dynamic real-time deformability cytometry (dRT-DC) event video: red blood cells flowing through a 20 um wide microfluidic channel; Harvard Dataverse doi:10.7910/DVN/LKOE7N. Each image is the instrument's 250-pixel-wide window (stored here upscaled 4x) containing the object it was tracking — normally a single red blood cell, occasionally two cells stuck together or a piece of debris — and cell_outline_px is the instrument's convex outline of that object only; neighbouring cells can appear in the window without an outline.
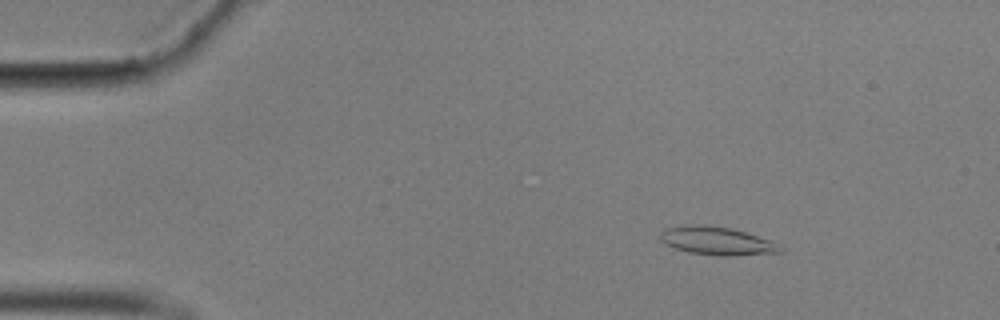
{"species": "common noctule bat (a hibernating species)", "species_latin": "Nyctalus noctula", "temperature_condition": "cold", "stored_images_in_passage": 56, "camera_frame_rate_fps": 3000, "um_per_image_px": 0.085, "animal": {"sex": "male", "body_mass_g": 17.9}, "frame": {"image": 1, "passage_image": 8, "time_ms": 2.333, "image_size_px": [1000, 320], "cell_outline_px": [[784, 252], [728, 256], [716, 256], [688, 252], [664, 244], [660, 240], [660, 232], [664, 228], [692, 224], [704, 224], [732, 228], [772, 240], [784, 248]], "centroid_in_image_um": [60.94, 20.47], "position_along_channel_um": 24.1, "area_um2": 20.06}}
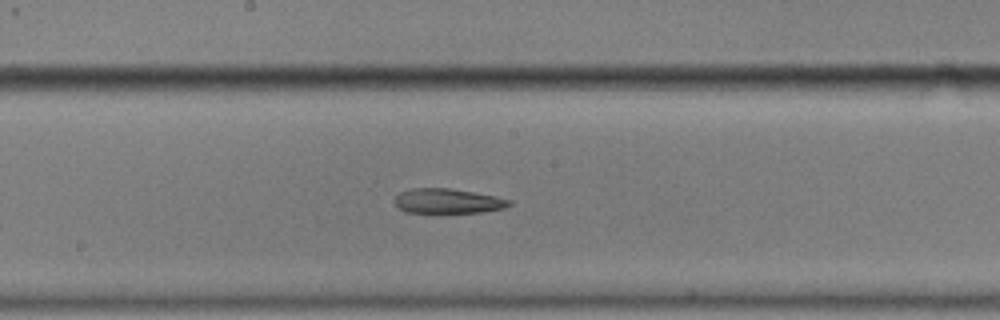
{"frame": {"image": 2, "passage_image": 30, "time_ms": 9.667, "image_size_px": [1000, 320], "cell_outline_px": [[512, 204], [504, 208], [484, 212], [440, 216], [404, 212], [396, 208], [392, 200], [400, 192], [412, 188], [448, 188], [496, 196], [512, 200]], "centroid_in_image_um": [38.0, 17.16], "position_along_channel_um": 210.2, "area_um2": 17.8}}
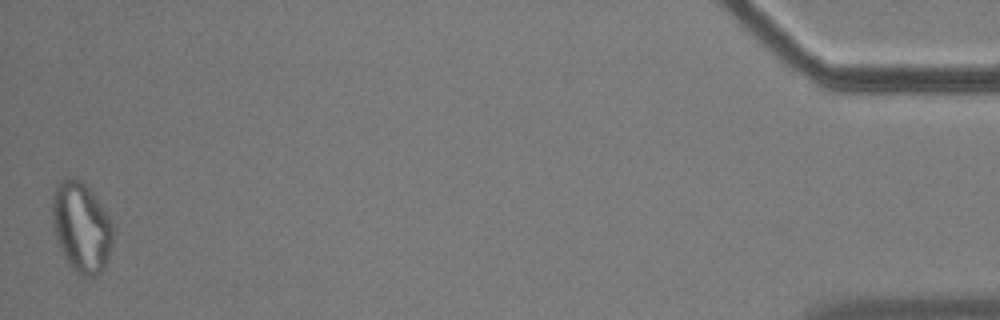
{"frame": {"image": 3, "passage_image": 56, "time_ms": 18.333, "image_size_px": [1000, 320], "cell_outline_px": [[112, 244], [104, 268], [96, 276], [80, 276], [72, 268], [64, 256], [60, 248], [52, 224], [52, 196], [56, 180], [64, 176], [72, 176], [80, 180], [96, 196], [108, 212], [112, 224]], "centroid_in_image_um": [6.89, 19.24], "position_along_channel_um": 428.3, "area_um2": 32.31}, "authors_computed_cell_mechanics": {"area_um2": 19.1318, "velocity_mm_per_s": 3.5366, "shape_relaxation_time_tau1_ms": null, "shape_relaxation_time_tau2_ms": 4.6902, "deformation_change_tau1": null, "deformation_change_tau2": 0.1368}}